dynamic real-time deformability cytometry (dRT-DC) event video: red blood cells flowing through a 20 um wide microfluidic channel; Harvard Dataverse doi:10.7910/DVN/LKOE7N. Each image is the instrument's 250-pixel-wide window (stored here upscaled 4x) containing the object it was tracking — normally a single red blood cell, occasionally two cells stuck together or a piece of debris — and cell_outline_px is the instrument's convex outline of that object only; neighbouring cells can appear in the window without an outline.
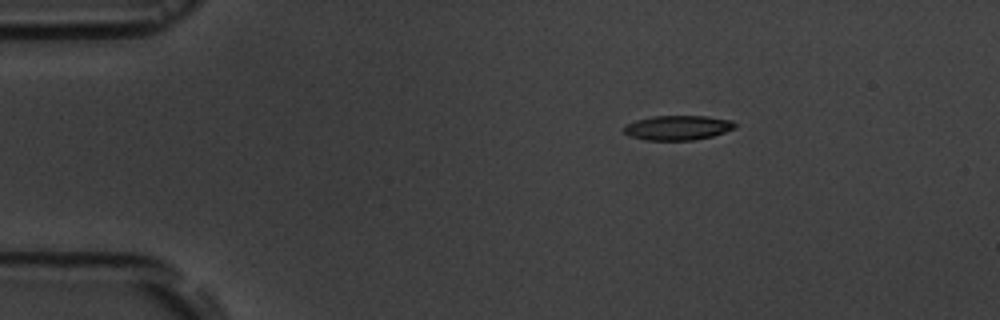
{"species": "common noctule bat (a hibernating species)", "species_latin": "Nyctalus noctula", "temperature_condition": "room temperature", "stored_images_in_passage": 3, "camera_frame_rate_fps": 3000, "um_per_image_px": 0.085, "animal": {"sex": "male", "body_mass_g": 19.5, "forearm_length_mm": 54.6}, "frame": {"image": 1, "passage_image": 1, "time_ms": 0.0, "image_size_px": [1000, 320], "cell_outline_px": [[736, 128], [712, 136], [692, 140], [644, 140], [628, 136], [624, 132], [624, 128], [628, 124], [636, 120], [652, 116], [708, 116], [732, 120], [736, 124]], "centroid_in_image_um": [57.62, 10.85], "position_along_channel_um": 27.4, "area_um2": 15.95}}